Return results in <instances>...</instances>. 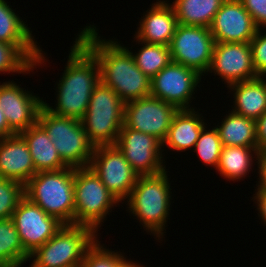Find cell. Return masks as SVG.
I'll list each match as a JSON object with an SVG mask.
<instances>
[{
  "mask_svg": "<svg viewBox=\"0 0 266 267\" xmlns=\"http://www.w3.org/2000/svg\"><path fill=\"white\" fill-rule=\"evenodd\" d=\"M118 267H146L141 263H136V261H133L131 259L125 258Z\"/></svg>",
  "mask_w": 266,
  "mask_h": 267,
  "instance_id": "39",
  "label": "cell"
},
{
  "mask_svg": "<svg viewBox=\"0 0 266 267\" xmlns=\"http://www.w3.org/2000/svg\"><path fill=\"white\" fill-rule=\"evenodd\" d=\"M233 99L231 111L257 120L266 111V77L234 83L227 87Z\"/></svg>",
  "mask_w": 266,
  "mask_h": 267,
  "instance_id": "22",
  "label": "cell"
},
{
  "mask_svg": "<svg viewBox=\"0 0 266 267\" xmlns=\"http://www.w3.org/2000/svg\"><path fill=\"white\" fill-rule=\"evenodd\" d=\"M215 42L248 43L258 28L240 0H225L209 27Z\"/></svg>",
  "mask_w": 266,
  "mask_h": 267,
  "instance_id": "17",
  "label": "cell"
},
{
  "mask_svg": "<svg viewBox=\"0 0 266 267\" xmlns=\"http://www.w3.org/2000/svg\"><path fill=\"white\" fill-rule=\"evenodd\" d=\"M6 1L0 0V41L15 44L35 63L41 46L35 40L27 20H22L16 9L14 10Z\"/></svg>",
  "mask_w": 266,
  "mask_h": 267,
  "instance_id": "21",
  "label": "cell"
},
{
  "mask_svg": "<svg viewBox=\"0 0 266 267\" xmlns=\"http://www.w3.org/2000/svg\"><path fill=\"white\" fill-rule=\"evenodd\" d=\"M135 43L141 48L137 52L132 47L125 46L132 54L137 67L150 79L158 74L165 66L172 62L169 46L160 44H150L139 41L133 36Z\"/></svg>",
  "mask_w": 266,
  "mask_h": 267,
  "instance_id": "27",
  "label": "cell"
},
{
  "mask_svg": "<svg viewBox=\"0 0 266 267\" xmlns=\"http://www.w3.org/2000/svg\"><path fill=\"white\" fill-rule=\"evenodd\" d=\"M258 29H266V0H240Z\"/></svg>",
  "mask_w": 266,
  "mask_h": 267,
  "instance_id": "34",
  "label": "cell"
},
{
  "mask_svg": "<svg viewBox=\"0 0 266 267\" xmlns=\"http://www.w3.org/2000/svg\"><path fill=\"white\" fill-rule=\"evenodd\" d=\"M29 258L13 220H0V264L6 267H23Z\"/></svg>",
  "mask_w": 266,
  "mask_h": 267,
  "instance_id": "29",
  "label": "cell"
},
{
  "mask_svg": "<svg viewBox=\"0 0 266 267\" xmlns=\"http://www.w3.org/2000/svg\"><path fill=\"white\" fill-rule=\"evenodd\" d=\"M100 238L92 228L63 225L56 234L30 254L29 267H80L86 251Z\"/></svg>",
  "mask_w": 266,
  "mask_h": 267,
  "instance_id": "5",
  "label": "cell"
},
{
  "mask_svg": "<svg viewBox=\"0 0 266 267\" xmlns=\"http://www.w3.org/2000/svg\"><path fill=\"white\" fill-rule=\"evenodd\" d=\"M266 29H258L250 41L253 65L259 76H266Z\"/></svg>",
  "mask_w": 266,
  "mask_h": 267,
  "instance_id": "33",
  "label": "cell"
},
{
  "mask_svg": "<svg viewBox=\"0 0 266 267\" xmlns=\"http://www.w3.org/2000/svg\"><path fill=\"white\" fill-rule=\"evenodd\" d=\"M208 73L219 76L225 87L257 78L250 42H215Z\"/></svg>",
  "mask_w": 266,
  "mask_h": 267,
  "instance_id": "13",
  "label": "cell"
},
{
  "mask_svg": "<svg viewBox=\"0 0 266 267\" xmlns=\"http://www.w3.org/2000/svg\"><path fill=\"white\" fill-rule=\"evenodd\" d=\"M99 240L98 238L86 251L80 267H118L126 258L124 252L106 248L107 245L101 244L102 241Z\"/></svg>",
  "mask_w": 266,
  "mask_h": 267,
  "instance_id": "31",
  "label": "cell"
},
{
  "mask_svg": "<svg viewBox=\"0 0 266 267\" xmlns=\"http://www.w3.org/2000/svg\"><path fill=\"white\" fill-rule=\"evenodd\" d=\"M227 113L221 116L224 117L221 124L214 123L222 146L257 147L255 120L236 114L231 109Z\"/></svg>",
  "mask_w": 266,
  "mask_h": 267,
  "instance_id": "25",
  "label": "cell"
},
{
  "mask_svg": "<svg viewBox=\"0 0 266 267\" xmlns=\"http://www.w3.org/2000/svg\"><path fill=\"white\" fill-rule=\"evenodd\" d=\"M259 177L256 181V189H265L266 190V150L261 151L259 154V165L257 171Z\"/></svg>",
  "mask_w": 266,
  "mask_h": 267,
  "instance_id": "37",
  "label": "cell"
},
{
  "mask_svg": "<svg viewBox=\"0 0 266 267\" xmlns=\"http://www.w3.org/2000/svg\"><path fill=\"white\" fill-rule=\"evenodd\" d=\"M44 50L41 49L37 61L34 63L18 46L15 44L0 41V74H30L37 67H45L49 61ZM40 66V67H39Z\"/></svg>",
  "mask_w": 266,
  "mask_h": 267,
  "instance_id": "28",
  "label": "cell"
},
{
  "mask_svg": "<svg viewBox=\"0 0 266 267\" xmlns=\"http://www.w3.org/2000/svg\"><path fill=\"white\" fill-rule=\"evenodd\" d=\"M167 170L169 169L159 174L139 176L124 203H127L129 216L139 221V226H143L144 231L154 236L158 243L163 242L172 209V181L168 177L170 171Z\"/></svg>",
  "mask_w": 266,
  "mask_h": 267,
  "instance_id": "3",
  "label": "cell"
},
{
  "mask_svg": "<svg viewBox=\"0 0 266 267\" xmlns=\"http://www.w3.org/2000/svg\"><path fill=\"white\" fill-rule=\"evenodd\" d=\"M38 123L48 133L60 158L68 167L89 166L95 146L88 139L81 120L58 116L43 105Z\"/></svg>",
  "mask_w": 266,
  "mask_h": 267,
  "instance_id": "8",
  "label": "cell"
},
{
  "mask_svg": "<svg viewBox=\"0 0 266 267\" xmlns=\"http://www.w3.org/2000/svg\"><path fill=\"white\" fill-rule=\"evenodd\" d=\"M36 173L27 143L19 134L0 139V177L25 185Z\"/></svg>",
  "mask_w": 266,
  "mask_h": 267,
  "instance_id": "19",
  "label": "cell"
},
{
  "mask_svg": "<svg viewBox=\"0 0 266 267\" xmlns=\"http://www.w3.org/2000/svg\"><path fill=\"white\" fill-rule=\"evenodd\" d=\"M134 36L142 42L169 46L178 26L168 0H157L143 13Z\"/></svg>",
  "mask_w": 266,
  "mask_h": 267,
  "instance_id": "18",
  "label": "cell"
},
{
  "mask_svg": "<svg viewBox=\"0 0 266 267\" xmlns=\"http://www.w3.org/2000/svg\"><path fill=\"white\" fill-rule=\"evenodd\" d=\"M19 135L27 143L36 172L56 171L68 167L60 158L48 133L38 122Z\"/></svg>",
  "mask_w": 266,
  "mask_h": 267,
  "instance_id": "23",
  "label": "cell"
},
{
  "mask_svg": "<svg viewBox=\"0 0 266 267\" xmlns=\"http://www.w3.org/2000/svg\"><path fill=\"white\" fill-rule=\"evenodd\" d=\"M76 37L95 55L100 65V80L124 102L151 94V79L135 64L131 52L116 38L105 39L93 23L80 28Z\"/></svg>",
  "mask_w": 266,
  "mask_h": 267,
  "instance_id": "1",
  "label": "cell"
},
{
  "mask_svg": "<svg viewBox=\"0 0 266 267\" xmlns=\"http://www.w3.org/2000/svg\"><path fill=\"white\" fill-rule=\"evenodd\" d=\"M178 110L152 96L124 104V127L150 134L161 143L167 136L171 120Z\"/></svg>",
  "mask_w": 266,
  "mask_h": 267,
  "instance_id": "14",
  "label": "cell"
},
{
  "mask_svg": "<svg viewBox=\"0 0 266 267\" xmlns=\"http://www.w3.org/2000/svg\"><path fill=\"white\" fill-rule=\"evenodd\" d=\"M208 126L210 125H206L203 128L192 151L197 153L196 155L199 156V160L204 163L203 165L207 166V168L210 166L214 167L216 170L222 144L217 129L214 126H212V129H209Z\"/></svg>",
  "mask_w": 266,
  "mask_h": 267,
  "instance_id": "30",
  "label": "cell"
},
{
  "mask_svg": "<svg viewBox=\"0 0 266 267\" xmlns=\"http://www.w3.org/2000/svg\"><path fill=\"white\" fill-rule=\"evenodd\" d=\"M259 154L258 147L222 146L216 173L229 182L244 180L254 165L258 170Z\"/></svg>",
  "mask_w": 266,
  "mask_h": 267,
  "instance_id": "24",
  "label": "cell"
},
{
  "mask_svg": "<svg viewBox=\"0 0 266 267\" xmlns=\"http://www.w3.org/2000/svg\"><path fill=\"white\" fill-rule=\"evenodd\" d=\"M202 77L192 68L171 62L151 79L150 96L173 105L177 110L197 109L191 106V102L196 98L197 88L201 87Z\"/></svg>",
  "mask_w": 266,
  "mask_h": 267,
  "instance_id": "10",
  "label": "cell"
},
{
  "mask_svg": "<svg viewBox=\"0 0 266 267\" xmlns=\"http://www.w3.org/2000/svg\"><path fill=\"white\" fill-rule=\"evenodd\" d=\"M88 167L122 204L129 198L139 177L115 144L96 146Z\"/></svg>",
  "mask_w": 266,
  "mask_h": 267,
  "instance_id": "9",
  "label": "cell"
},
{
  "mask_svg": "<svg viewBox=\"0 0 266 267\" xmlns=\"http://www.w3.org/2000/svg\"><path fill=\"white\" fill-rule=\"evenodd\" d=\"M115 145L139 176L159 174L166 170L162 143L150 134L123 126Z\"/></svg>",
  "mask_w": 266,
  "mask_h": 267,
  "instance_id": "12",
  "label": "cell"
},
{
  "mask_svg": "<svg viewBox=\"0 0 266 267\" xmlns=\"http://www.w3.org/2000/svg\"><path fill=\"white\" fill-rule=\"evenodd\" d=\"M13 135H15V133L9 128L3 109L0 107V139Z\"/></svg>",
  "mask_w": 266,
  "mask_h": 267,
  "instance_id": "38",
  "label": "cell"
},
{
  "mask_svg": "<svg viewBox=\"0 0 266 267\" xmlns=\"http://www.w3.org/2000/svg\"><path fill=\"white\" fill-rule=\"evenodd\" d=\"M24 197V185L13 179L0 177V220L10 219Z\"/></svg>",
  "mask_w": 266,
  "mask_h": 267,
  "instance_id": "32",
  "label": "cell"
},
{
  "mask_svg": "<svg viewBox=\"0 0 266 267\" xmlns=\"http://www.w3.org/2000/svg\"><path fill=\"white\" fill-rule=\"evenodd\" d=\"M225 0H173L178 24L209 28Z\"/></svg>",
  "mask_w": 266,
  "mask_h": 267,
  "instance_id": "26",
  "label": "cell"
},
{
  "mask_svg": "<svg viewBox=\"0 0 266 267\" xmlns=\"http://www.w3.org/2000/svg\"><path fill=\"white\" fill-rule=\"evenodd\" d=\"M11 219L29 255L52 238L63 226L55 217L49 216L25 196L19 201Z\"/></svg>",
  "mask_w": 266,
  "mask_h": 267,
  "instance_id": "15",
  "label": "cell"
},
{
  "mask_svg": "<svg viewBox=\"0 0 266 267\" xmlns=\"http://www.w3.org/2000/svg\"><path fill=\"white\" fill-rule=\"evenodd\" d=\"M24 196L63 225L74 224V168L37 172L25 185Z\"/></svg>",
  "mask_w": 266,
  "mask_h": 267,
  "instance_id": "4",
  "label": "cell"
},
{
  "mask_svg": "<svg viewBox=\"0 0 266 267\" xmlns=\"http://www.w3.org/2000/svg\"><path fill=\"white\" fill-rule=\"evenodd\" d=\"M198 109L178 110L174 114L167 136L162 142V152L166 146L167 149L177 152L194 148L200 133L207 125L206 118L199 112L201 109Z\"/></svg>",
  "mask_w": 266,
  "mask_h": 267,
  "instance_id": "20",
  "label": "cell"
},
{
  "mask_svg": "<svg viewBox=\"0 0 266 267\" xmlns=\"http://www.w3.org/2000/svg\"><path fill=\"white\" fill-rule=\"evenodd\" d=\"M124 104L111 87L102 81L96 85L81 119L88 139L95 147L116 144L124 125Z\"/></svg>",
  "mask_w": 266,
  "mask_h": 267,
  "instance_id": "6",
  "label": "cell"
},
{
  "mask_svg": "<svg viewBox=\"0 0 266 267\" xmlns=\"http://www.w3.org/2000/svg\"><path fill=\"white\" fill-rule=\"evenodd\" d=\"M252 199L256 209L258 211L259 220L261 219V224L266 226V190L265 189H255Z\"/></svg>",
  "mask_w": 266,
  "mask_h": 267,
  "instance_id": "35",
  "label": "cell"
},
{
  "mask_svg": "<svg viewBox=\"0 0 266 267\" xmlns=\"http://www.w3.org/2000/svg\"><path fill=\"white\" fill-rule=\"evenodd\" d=\"M258 150H266V111L255 121Z\"/></svg>",
  "mask_w": 266,
  "mask_h": 267,
  "instance_id": "36",
  "label": "cell"
},
{
  "mask_svg": "<svg viewBox=\"0 0 266 267\" xmlns=\"http://www.w3.org/2000/svg\"><path fill=\"white\" fill-rule=\"evenodd\" d=\"M74 197V225L90 227L97 234L113 208L121 205L89 167L74 168Z\"/></svg>",
  "mask_w": 266,
  "mask_h": 267,
  "instance_id": "7",
  "label": "cell"
},
{
  "mask_svg": "<svg viewBox=\"0 0 266 267\" xmlns=\"http://www.w3.org/2000/svg\"><path fill=\"white\" fill-rule=\"evenodd\" d=\"M44 105L43 97L35 95L17 84L16 81H0V107L9 128L15 133L27 130L38 122V115Z\"/></svg>",
  "mask_w": 266,
  "mask_h": 267,
  "instance_id": "16",
  "label": "cell"
},
{
  "mask_svg": "<svg viewBox=\"0 0 266 267\" xmlns=\"http://www.w3.org/2000/svg\"><path fill=\"white\" fill-rule=\"evenodd\" d=\"M215 40L209 28L178 24L169 48L172 62L205 76L213 55Z\"/></svg>",
  "mask_w": 266,
  "mask_h": 267,
  "instance_id": "11",
  "label": "cell"
},
{
  "mask_svg": "<svg viewBox=\"0 0 266 267\" xmlns=\"http://www.w3.org/2000/svg\"><path fill=\"white\" fill-rule=\"evenodd\" d=\"M67 63L55 82V105L44 106L58 116L81 120L88 109L90 97L100 80V65L95 55L77 38L70 46Z\"/></svg>",
  "mask_w": 266,
  "mask_h": 267,
  "instance_id": "2",
  "label": "cell"
}]
</instances>
